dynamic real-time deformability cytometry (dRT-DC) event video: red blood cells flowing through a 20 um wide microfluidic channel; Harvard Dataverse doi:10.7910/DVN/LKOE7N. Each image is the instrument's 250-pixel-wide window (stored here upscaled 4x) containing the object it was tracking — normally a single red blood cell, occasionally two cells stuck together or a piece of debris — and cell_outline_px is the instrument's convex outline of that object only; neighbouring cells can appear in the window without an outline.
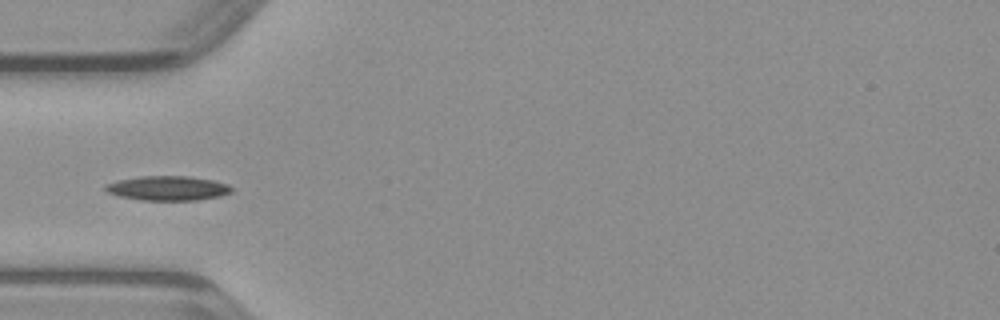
{"species": "common noctule bat (a hibernating species)", "species_latin": "Nyctalus noctula", "temperature_condition": "warm", "stored_images_in_passage": 41, "camera_frame_rate_fps": 3000, "um_per_image_px": 0.085, "animal": {"sex": "male", "body_mass_g": 23.1, "forearm_length_mm": 52.7}, "frame": {"image": 1, "passage_image": 8, "time_ms": 2.333, "image_size_px": [1000, 320], "cell_outline_px": [[232, 192], [220, 196], [196, 200], [140, 200], [120, 196], [108, 192], [104, 188], [104, 184], [116, 180], [140, 176], [188, 176], [212, 180], [228, 184], [232, 188]], "centroid_in_image_um": [14.24, 15.99], "position_along_channel_um": 70.8, "area_um2": 18.03}}
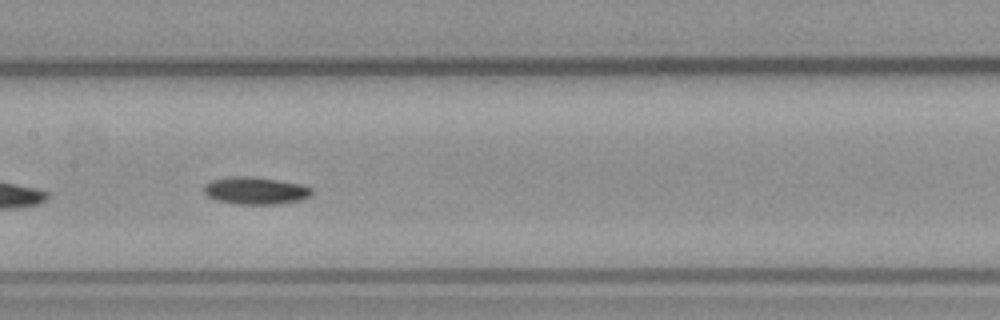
{"frame": {"image": 2, "passage_image": 16, "time_ms": 5.0, "image_size_px": [1000, 320], "cell_outline_px": [[312, 196], [300, 200], [276, 204], [236, 204], [216, 200], [208, 196], [204, 192], [204, 184], [212, 180], [232, 176], [248, 176], [276, 180], [300, 184], [312, 188]], "centroid_in_image_um": [21.71, 16.21], "position_along_channel_um": 185.7, "area_um2": 17.11}}
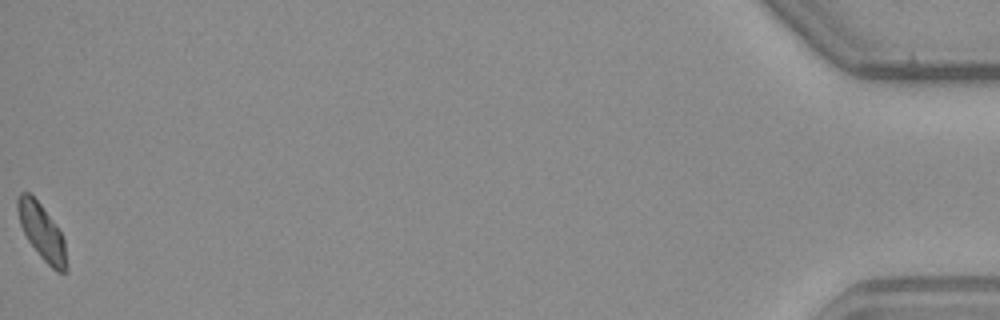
{"frame": {"image": 3, "passage_image": 41, "time_ms": 13.333, "image_size_px": [1000, 320], "cell_outline_px": [[68, 268], [64, 272], [56, 272], [40, 256], [28, 240], [20, 224], [16, 208], [16, 200], [20, 192], [28, 192], [40, 204], [56, 224], [64, 240]], "centroid_in_image_um": [3.55, 19.72], "position_along_channel_um": 431.6, "area_um2": 15.78}}